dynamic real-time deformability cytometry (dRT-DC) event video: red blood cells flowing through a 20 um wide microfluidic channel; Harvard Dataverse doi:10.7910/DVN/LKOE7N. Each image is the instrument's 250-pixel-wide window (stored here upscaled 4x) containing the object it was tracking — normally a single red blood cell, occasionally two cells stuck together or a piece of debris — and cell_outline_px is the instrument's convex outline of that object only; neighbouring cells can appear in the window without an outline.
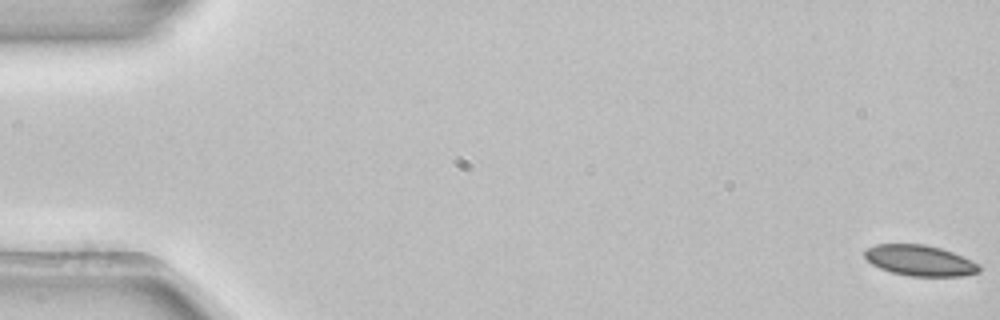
{"species": "common noctule bat (a hibernating species)", "species_latin": "Nyctalus noctula", "temperature_condition": "room temperature", "stored_images_in_passage": 4, "camera_frame_rate_fps": 3000, "um_per_image_px": 0.085, "animal": {"sex": "female", "body_mass_g": 22.7, "forearm_length_mm": 54.2}, "frame": {"image": 1, "passage_image": 1, "time_ms": 0.0, "image_size_px": [1000, 320], "cell_outline_px": [[980, 272], [960, 276], [908, 276], [892, 272], [880, 268], [872, 264], [864, 256], [864, 252], [868, 248], [876, 244], [924, 244], [940, 248], [952, 252], [972, 260], [980, 264]], "centroid_in_image_um": [78.2, 22.14], "position_along_channel_um": 6.8, "area_um2": 20.46}}
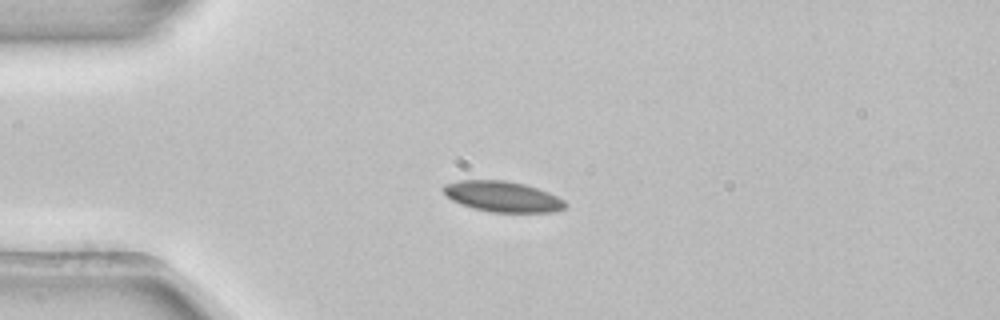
{"frame": {"image": 2, "passage_image": 4, "time_ms": 1.0, "image_size_px": [1000, 320], "cell_outline_px": [[568, 204], [564, 208], [556, 212], [492, 212], [472, 208], [460, 204], [452, 200], [440, 188], [444, 184], [460, 180], [504, 180], [524, 184], [548, 192], [564, 200]], "centroid_in_image_um": [42.7, 16.71], "position_along_channel_um": 42.3, "area_um2": 21.79}}